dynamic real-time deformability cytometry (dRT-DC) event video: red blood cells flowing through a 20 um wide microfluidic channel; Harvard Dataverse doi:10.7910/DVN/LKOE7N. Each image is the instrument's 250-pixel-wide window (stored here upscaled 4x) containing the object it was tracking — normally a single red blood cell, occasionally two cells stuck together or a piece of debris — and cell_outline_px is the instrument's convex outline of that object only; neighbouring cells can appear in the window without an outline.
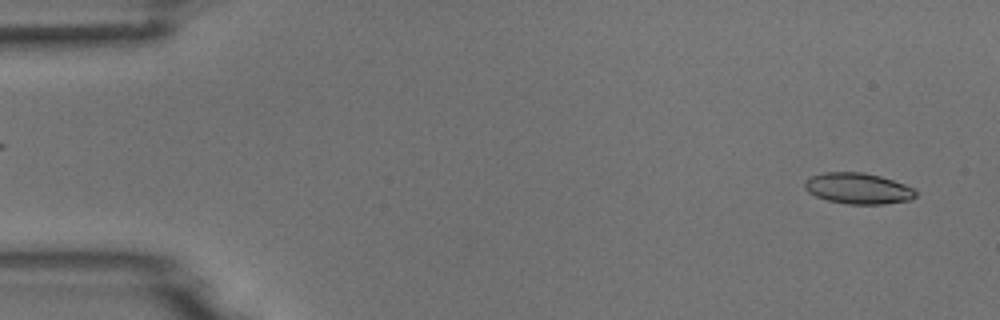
{"species": "common noctule bat (a hibernating species)", "species_latin": "Nyctalus noctula", "temperature_condition": "room temperature", "stored_images_in_passage": 52, "camera_frame_rate_fps": 3000, "um_per_image_px": 0.085, "animal": {"sex": "male", "body_mass_g": 18.8}, "frame": {"image": 1, "passage_image": 2, "time_ms": 0.333, "image_size_px": [1000, 320], "cell_outline_px": [[916, 196], [908, 200], [884, 204], [848, 204], [828, 200], [816, 196], [808, 192], [804, 188], [804, 180], [812, 176], [824, 172], [864, 172], [880, 176], [904, 184], [912, 188], [916, 192]], "centroid_in_image_um": [72.9, 16.01], "position_along_channel_um": 12.1, "area_um2": 19.94}}
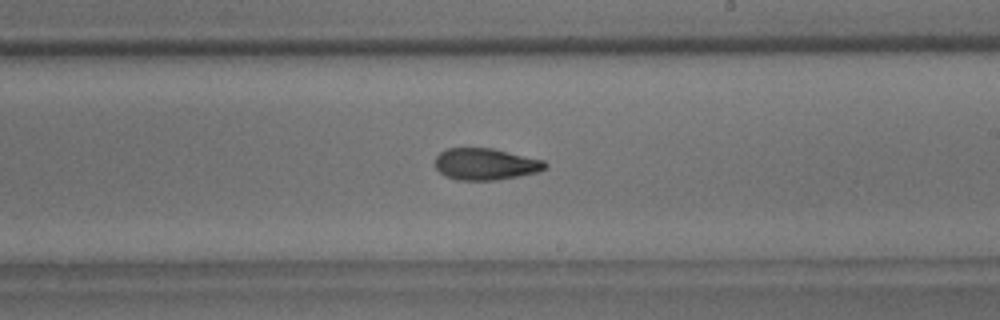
{"frame": {"image": 2, "passage_image": 30, "time_ms": 9.667, "image_size_px": [1000, 320], "cell_outline_px": [[548, 164], [540, 172], [496, 180], [456, 180], [444, 176], [436, 168], [436, 156], [440, 152], [448, 148], [492, 148], [544, 160]], "centroid_in_image_um": [41.27, 13.95], "position_along_channel_um": 247.7, "area_um2": 20.35}}
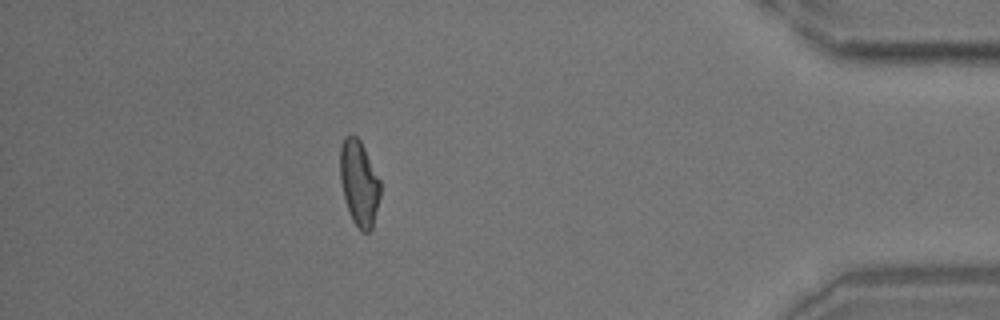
{"frame": {"image": 3, "passage_image": 46, "time_ms": 15.0, "image_size_px": [1000, 320], "cell_outline_px": [[380, 196], [372, 228], [368, 232], [360, 232], [352, 220], [344, 196], [340, 180], [340, 148], [344, 136], [352, 132], [360, 140], [380, 180]], "centroid_in_image_um": [30.51, 15.54], "position_along_channel_um": 404.7, "area_um2": 20.0}}